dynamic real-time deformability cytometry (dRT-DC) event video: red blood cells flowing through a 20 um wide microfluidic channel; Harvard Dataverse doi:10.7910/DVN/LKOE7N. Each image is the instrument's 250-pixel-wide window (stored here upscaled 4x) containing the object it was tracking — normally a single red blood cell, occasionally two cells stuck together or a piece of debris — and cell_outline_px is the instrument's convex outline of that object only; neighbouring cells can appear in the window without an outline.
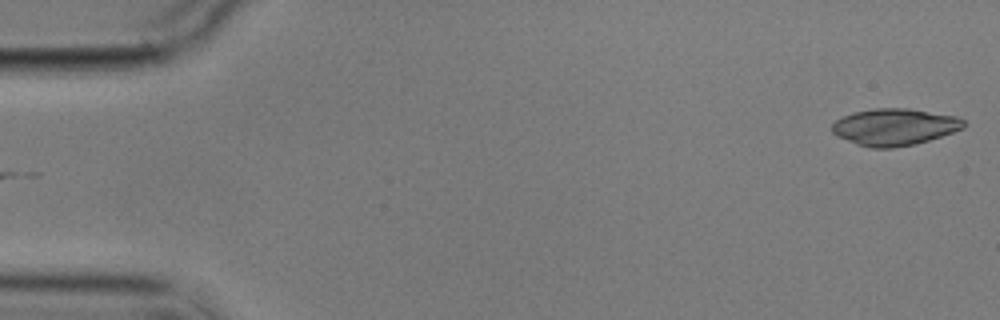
{"species": "common noctule bat (a hibernating species)", "species_latin": "Nyctalus noctula", "temperature_condition": "cold", "stored_images_in_passage": 5, "segment_of_instrument_passage": [2, 2], "camera_frame_rate_fps": 3000, "um_per_image_px": 0.085, "animal": {"sex": "male", "body_mass_g": 17.9}, "frame": {"image": 1, "passage_image": 5, "time_ms": 5.667, "image_size_px": [1000, 320], "cell_outline_px": [[964, 128], [916, 144], [892, 148], [872, 148], [856, 144], [836, 136], [832, 132], [832, 124], [836, 120], [844, 116], [856, 112], [872, 108], [908, 108], [956, 116], [964, 120]], "centroid_in_image_um": [76.01, 10.79], "position_along_channel_um": 9.0, "area_um2": 28.15}}